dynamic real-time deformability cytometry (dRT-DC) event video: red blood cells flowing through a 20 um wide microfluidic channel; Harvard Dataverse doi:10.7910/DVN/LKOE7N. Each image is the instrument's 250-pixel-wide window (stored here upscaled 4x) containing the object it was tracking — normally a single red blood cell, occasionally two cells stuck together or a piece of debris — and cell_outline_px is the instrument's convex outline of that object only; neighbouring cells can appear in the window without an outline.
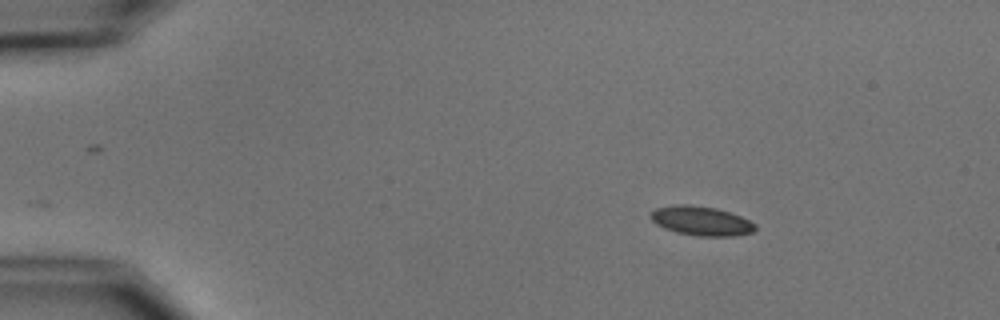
{"species": "common noctule bat (a hibernating species)", "species_latin": "Nyctalus noctula", "temperature_condition": "cold", "stored_images_in_passage": 2, "camera_frame_rate_fps": 3000, "um_per_image_px": 0.085, "animal": {"sex": "male", "body_mass_g": 15.6}, "frame": {"image": 1, "passage_image": 2, "time_ms": 2.0, "image_size_px": [1000, 320], "cell_outline_px": [[756, 228], [752, 232], [736, 236], [696, 236], [676, 232], [664, 228], [656, 224], [648, 216], [656, 208], [676, 204], [688, 204], [716, 208], [740, 216], [756, 224]], "centroid_in_image_um": [59.58, 18.78], "position_along_channel_um": 25.4, "area_um2": 17.86}}